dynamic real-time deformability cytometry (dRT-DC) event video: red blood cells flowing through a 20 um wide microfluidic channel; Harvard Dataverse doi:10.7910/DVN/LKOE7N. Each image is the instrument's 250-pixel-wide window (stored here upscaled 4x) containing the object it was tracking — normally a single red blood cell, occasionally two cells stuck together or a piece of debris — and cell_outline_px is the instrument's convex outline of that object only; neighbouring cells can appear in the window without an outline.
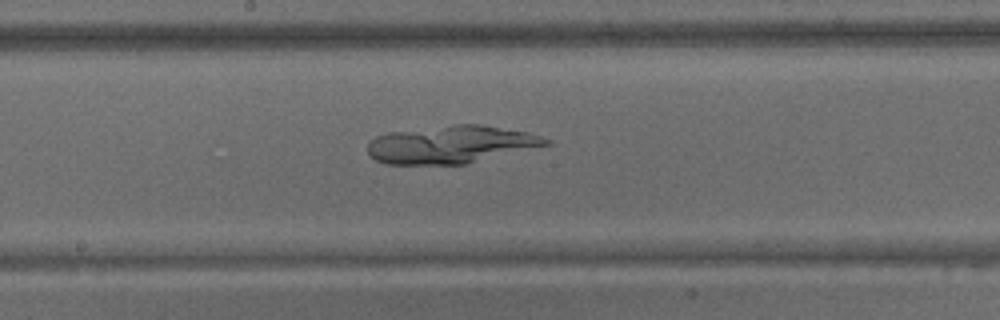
{"species": "common noctule bat (a hibernating species)", "species_latin": "Nyctalus noctula", "temperature_condition": "warm", "stored_images_in_passage": 42, "camera_frame_rate_fps": 3000, "um_per_image_px": 0.085, "animal": {"sex": "male", "body_mass_g": 15.6}, "frame": {"image": 1, "passage_image": 19, "time_ms": 6.0, "image_size_px": [1000, 320], "cell_outline_px": [[552, 144], [464, 164], [388, 164], [376, 160], [368, 152], [368, 144], [376, 136], [388, 132], [456, 124], [480, 124], [528, 132], [552, 140]], "centroid_in_image_um": [38.36, 12.27], "position_along_channel_um": 209.8, "area_um2": 38.96}}